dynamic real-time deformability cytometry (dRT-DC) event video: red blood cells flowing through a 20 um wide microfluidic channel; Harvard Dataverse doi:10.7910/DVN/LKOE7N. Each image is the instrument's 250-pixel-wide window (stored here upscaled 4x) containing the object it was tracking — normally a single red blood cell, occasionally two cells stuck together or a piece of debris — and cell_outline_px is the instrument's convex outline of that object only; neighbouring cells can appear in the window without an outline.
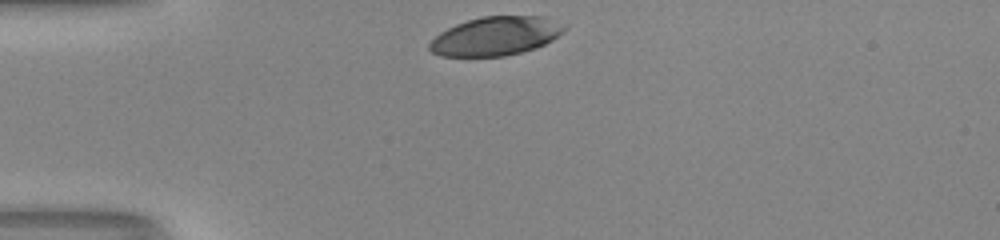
{"species": "human", "species_latin": "Homo sapiens", "temperature_condition": "room temperature", "stored_images_in_passage": 29, "camera_frame_rate_fps": 3000, "um_per_image_px": 0.085, "donor": {"sex": "male"}, "frame": {"image": 1, "passage_image": 1, "time_ms": 0.0, "image_size_px": [1000, 240], "cell_outline_px": [[568, 24], [552, 40], [536, 48], [504, 56], [440, 56], [432, 52], [428, 48], [428, 44], [440, 32], [456, 24], [468, 20], [484, 16], [544, 16]], "centroid_in_image_um": [42.13, 3.06], "position_along_channel_um": 42.9, "area_um2": 30.35}}
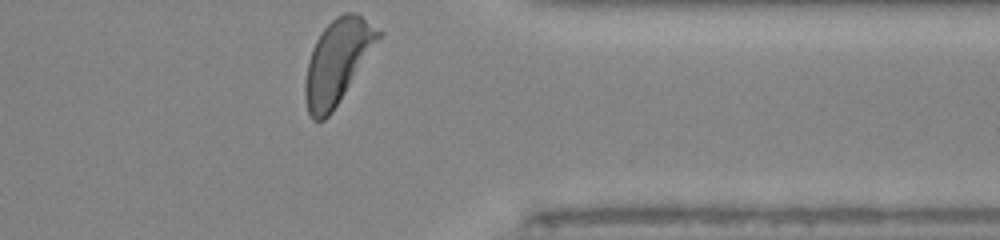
{"frame": {"image": 2, "passage_image": 29, "time_ms": 9.333, "image_size_px": [1000, 240], "cell_outline_px": [[384, 32], [332, 112], [324, 120], [312, 120], [308, 112], [304, 96], [304, 84], [308, 60], [312, 48], [320, 32], [336, 16], [344, 12], [356, 12]], "centroid_in_image_um": [28.66, 5.21], "position_along_channel_um": 382.7, "area_um2": 35.49}, "authors_computed_cell_mechanics": {"area_um2": 33.9286, "velocity_mm_per_s": 4.0933, "shape_relaxation_time_tau1_ms": 2.1627, "shape_relaxation_time_tau2_ms": null, "deformation_change_tau1": 0.1683, "deformation_change_tau2": null}}